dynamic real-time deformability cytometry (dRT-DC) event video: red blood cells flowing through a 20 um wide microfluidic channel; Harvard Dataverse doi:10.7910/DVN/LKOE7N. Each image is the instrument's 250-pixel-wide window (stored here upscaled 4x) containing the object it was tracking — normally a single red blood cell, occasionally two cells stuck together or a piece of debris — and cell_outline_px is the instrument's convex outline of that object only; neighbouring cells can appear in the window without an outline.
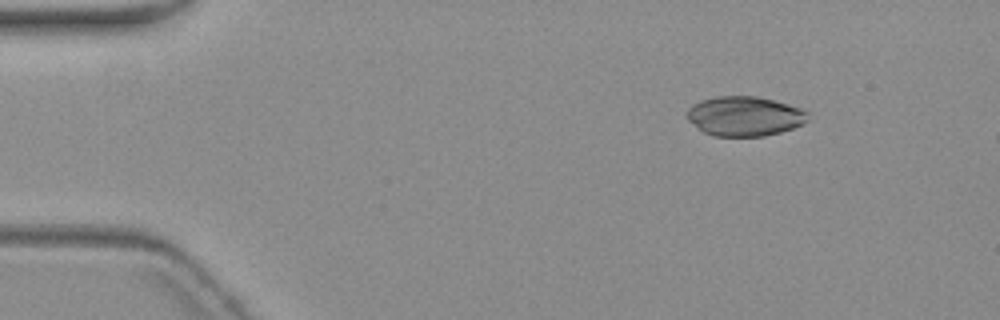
{"species": "common noctule bat (a hibernating species)", "species_latin": "Nyctalus noctula", "temperature_condition": "warm", "stored_images_in_passage": 8, "camera_frame_rate_fps": 3000, "um_per_image_px": 0.085, "animal": {"sex": "female", "body_mass_g": 19.3, "forearm_length_mm": 54.1}, "frame": {"image": 1, "passage_image": 2, "time_ms": 1.333, "image_size_px": [1000, 320], "cell_outline_px": [[808, 120], [804, 124], [780, 132], [764, 136], [712, 136], [704, 132], [688, 120], [688, 108], [692, 104], [700, 100], [716, 96], [756, 96], [804, 108], [808, 112]], "centroid_in_image_um": [63.31, 9.87], "position_along_channel_um": 21.7, "area_um2": 28.03}}
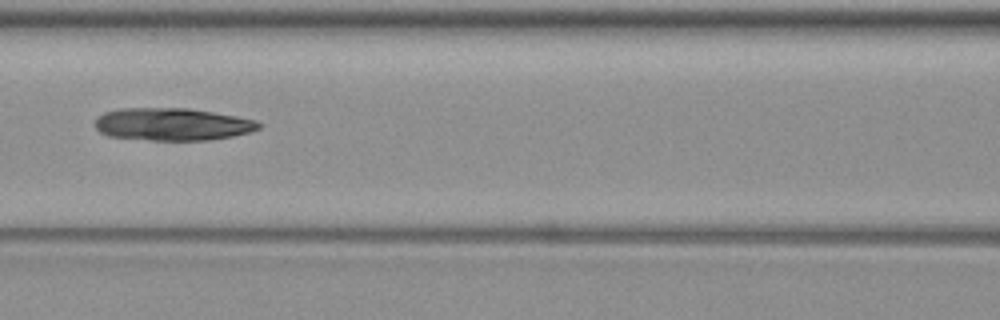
{"frame": {"image": 2, "passage_image": 7, "time_ms": 7.333, "image_size_px": [1000, 320], "cell_outline_px": [[260, 128], [248, 132], [232, 136], [208, 140], [152, 140], [108, 136], [100, 132], [96, 128], [96, 116], [104, 112], [120, 108], [188, 108], [236, 116], [256, 120], [260, 124]], "centroid_in_image_um": [14.61, 10.55], "position_along_channel_um": 152.0, "area_um2": 30.92}}
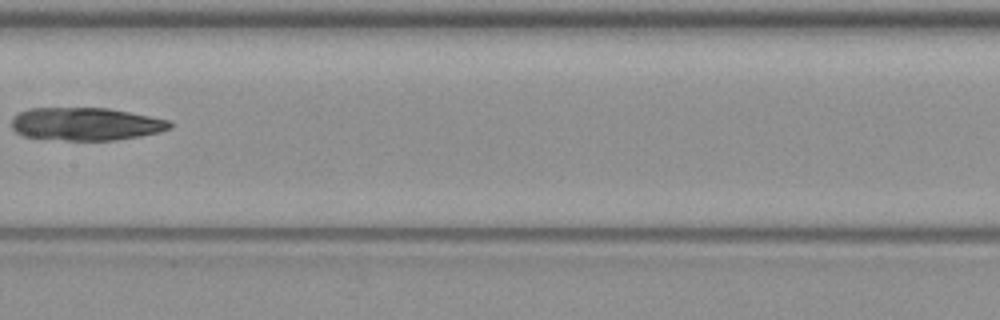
{"frame": {"image": 3, "passage_image": 8, "time_ms": 8.667, "image_size_px": [1000, 320], "cell_outline_px": [[172, 128], [160, 132], [140, 136], [116, 140], [64, 140], [24, 136], [16, 132], [12, 128], [12, 116], [28, 108], [108, 108], [168, 120], [172, 124]], "centroid_in_image_um": [7.28, 10.54], "position_along_channel_um": 200.1, "area_um2": 30.23}}